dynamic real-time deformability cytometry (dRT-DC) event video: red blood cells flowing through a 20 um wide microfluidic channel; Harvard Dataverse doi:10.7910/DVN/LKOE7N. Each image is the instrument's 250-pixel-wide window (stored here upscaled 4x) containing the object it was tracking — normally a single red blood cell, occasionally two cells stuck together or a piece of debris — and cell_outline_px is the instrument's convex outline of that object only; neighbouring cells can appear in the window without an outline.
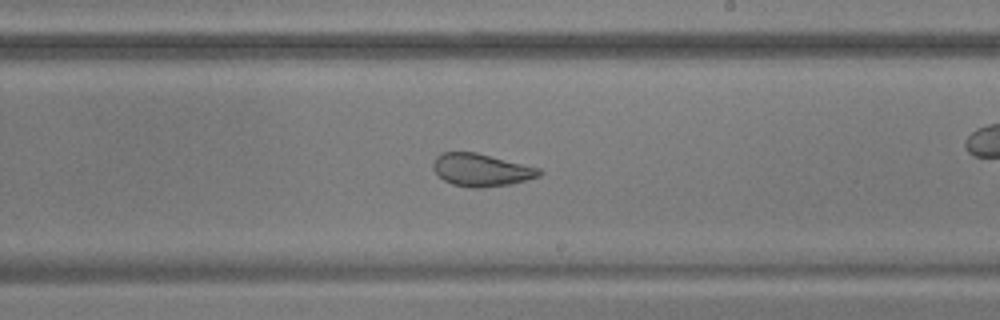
{"species": "common noctule bat (a hibernating species)", "species_latin": "Nyctalus noctula", "temperature_condition": "warm", "stored_images_in_passage": 55, "camera_frame_rate_fps": 3000, "um_per_image_px": 0.085, "animal": {"sex": "male", "body_mass_g": 17.9, "forearm_length_mm": 54.2}, "frame": {"image": 1, "passage_image": 32, "time_ms": 10.333, "image_size_px": [1000, 320], "cell_outline_px": [[544, 172], [540, 176], [512, 184], [480, 188], [472, 188], [452, 184], [444, 180], [432, 168], [432, 164], [436, 156], [440, 152], [476, 152], [540, 168]], "centroid_in_image_um": [40.91, 14.44], "position_along_channel_um": 248.1, "area_um2": 20.29}, "authors_computed_cell_mechanics": {"area_um2": 27.0504, "velocity_mm_per_s": 3.7519, "shape_relaxation_time_tau1_ms": null, "shape_relaxation_time_tau2_ms": 1.1525, "deformation_change_tau1": null, "deformation_change_tau2": 0.0685}}